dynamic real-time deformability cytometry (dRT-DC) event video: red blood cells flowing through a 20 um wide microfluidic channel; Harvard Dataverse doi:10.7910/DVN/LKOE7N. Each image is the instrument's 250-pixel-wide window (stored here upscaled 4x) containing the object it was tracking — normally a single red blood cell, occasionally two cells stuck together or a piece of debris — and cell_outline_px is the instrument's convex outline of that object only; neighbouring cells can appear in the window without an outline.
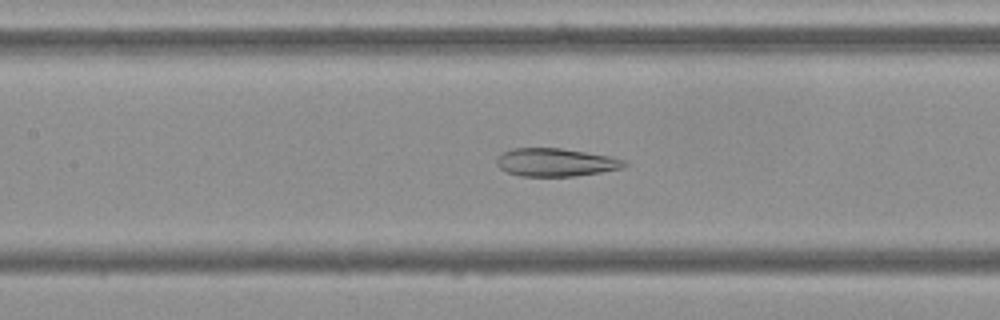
{"species": "Egyptian fruit bat (a non-hibernating species)", "species_latin": "Rousettus aegyptiacus", "temperature_condition": "cold", "stored_images_in_passage": 15, "camera_frame_rate_fps": 3000, "um_per_image_px": 0.085, "frame": {"image": 1, "passage_image": 9, "time_ms": 2.667, "image_size_px": [1000, 320], "cell_outline_px": [[628, 164], [620, 168], [600, 172], [572, 176], [520, 176], [508, 172], [500, 168], [496, 164], [496, 160], [504, 152], [512, 148], [560, 148], [608, 156], [628, 160]], "centroid_in_image_um": [47.23, 13.8], "position_along_channel_um": 160.2, "area_um2": 20.63}}
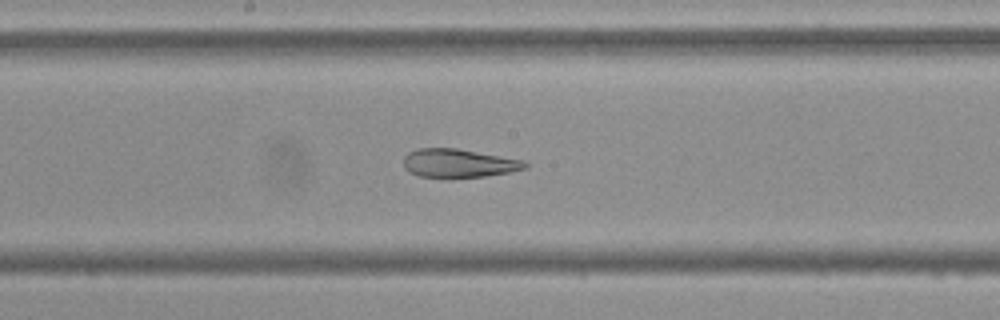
{"frame": {"image": 2, "passage_image": 13, "time_ms": 4.0, "image_size_px": [1000, 320], "cell_outline_px": [[528, 168], [508, 172], [484, 176], [420, 176], [404, 168], [404, 156], [408, 152], [416, 148], [456, 148], [524, 160], [528, 164]], "centroid_in_image_um": [38.99, 13.84], "position_along_channel_um": 209.2, "area_um2": 19.77}}